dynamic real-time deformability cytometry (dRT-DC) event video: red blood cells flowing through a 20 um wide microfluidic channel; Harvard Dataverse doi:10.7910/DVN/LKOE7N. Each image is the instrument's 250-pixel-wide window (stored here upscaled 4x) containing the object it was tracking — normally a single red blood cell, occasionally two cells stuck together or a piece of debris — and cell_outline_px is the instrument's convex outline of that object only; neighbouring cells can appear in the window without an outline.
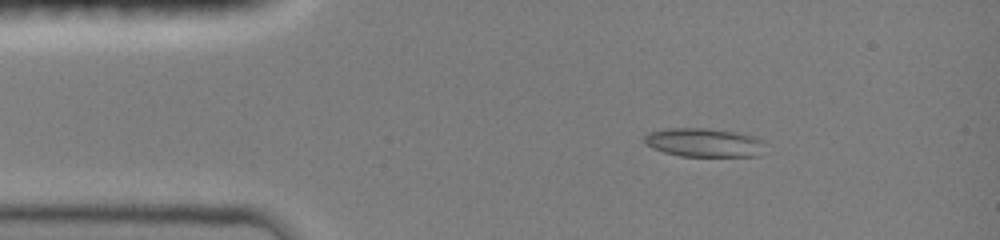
{"species": "common noctule bat (a hibernating species)", "species_latin": "Nyctalus noctula", "temperature_condition": "room temperature", "stored_images_in_passage": 41, "camera_frame_rate_fps": 3000, "um_per_image_px": 0.085, "animal": {"sex": "female", "body_mass_g": 19.0, "forearm_length_mm": 51.5}, "frame": {"image": 1, "passage_image": 1, "time_ms": 0.0, "image_size_px": [1000, 240], "cell_outline_px": [[764, 140], [760, 156], [680, 156], [664, 152], [652, 148], [644, 144], [644, 136], [648, 132], [664, 128], [708, 128], [736, 132], [752, 136]], "centroid_in_image_um": [59.79, 12.11], "position_along_channel_um": 25.2, "area_um2": 20.35}}
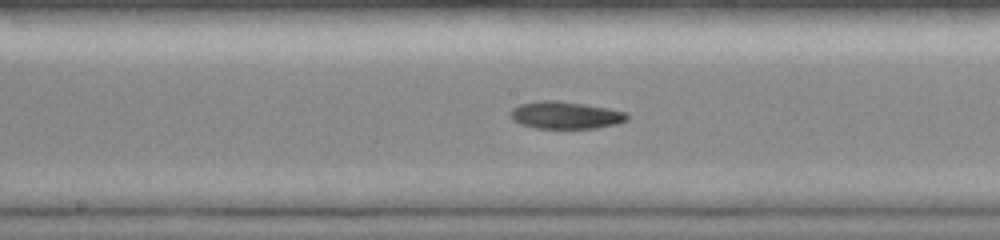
{"frame": {"image": 2, "passage_image": 18, "time_ms": 5.667, "image_size_px": [1000, 240], "cell_outline_px": [[628, 120], [616, 124], [596, 128], [536, 128], [520, 124], [512, 120], [508, 112], [512, 108], [520, 104], [540, 100], [556, 100], [584, 104], [608, 108], [628, 112]], "centroid_in_image_um": [48.05, 9.78], "position_along_channel_um": 200.2, "area_um2": 18.73}}
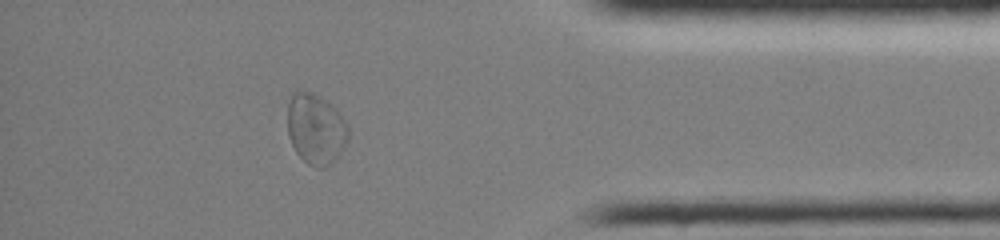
{"frame": {"image": 3, "passage_image": 35, "time_ms": 11.333, "image_size_px": [1000, 240], "cell_outline_px": [[348, 140], [340, 156], [332, 164], [324, 168], [316, 168], [308, 164], [296, 152], [288, 136], [288, 100], [292, 92], [312, 92], [336, 108], [348, 124]], "centroid_in_image_um": [26.86, 10.99], "position_along_channel_um": 408.3, "area_um2": 25.26}, "authors_computed_cell_mechanics": {"area_um2": 18.8428, "velocity_mm_per_s": 4.0001, "shape_relaxation_time_tau1_ms": null, "shape_relaxation_time_tau2_ms": 9.65, "deformation_change_tau1": null, "deformation_change_tau2": 0.1547}}